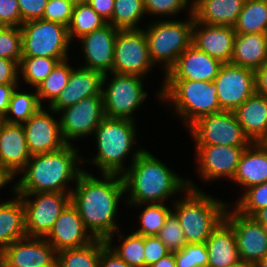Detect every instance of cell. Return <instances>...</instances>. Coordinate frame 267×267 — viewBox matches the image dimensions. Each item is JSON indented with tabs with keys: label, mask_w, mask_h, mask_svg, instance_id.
<instances>
[{
	"label": "cell",
	"mask_w": 267,
	"mask_h": 267,
	"mask_svg": "<svg viewBox=\"0 0 267 267\" xmlns=\"http://www.w3.org/2000/svg\"><path fill=\"white\" fill-rule=\"evenodd\" d=\"M106 240L95 239L92 243L57 252L56 267H98L101 251Z\"/></svg>",
	"instance_id": "34"
},
{
	"label": "cell",
	"mask_w": 267,
	"mask_h": 267,
	"mask_svg": "<svg viewBox=\"0 0 267 267\" xmlns=\"http://www.w3.org/2000/svg\"><path fill=\"white\" fill-rule=\"evenodd\" d=\"M252 217L267 229V208L257 211Z\"/></svg>",
	"instance_id": "55"
},
{
	"label": "cell",
	"mask_w": 267,
	"mask_h": 267,
	"mask_svg": "<svg viewBox=\"0 0 267 267\" xmlns=\"http://www.w3.org/2000/svg\"><path fill=\"white\" fill-rule=\"evenodd\" d=\"M144 15V0H115L112 18L108 23L118 30L142 29L140 26Z\"/></svg>",
	"instance_id": "37"
},
{
	"label": "cell",
	"mask_w": 267,
	"mask_h": 267,
	"mask_svg": "<svg viewBox=\"0 0 267 267\" xmlns=\"http://www.w3.org/2000/svg\"><path fill=\"white\" fill-rule=\"evenodd\" d=\"M27 92L21 91L20 85L12 93L8 110L1 119L6 123L23 124L28 121L41 107L36 88H31Z\"/></svg>",
	"instance_id": "32"
},
{
	"label": "cell",
	"mask_w": 267,
	"mask_h": 267,
	"mask_svg": "<svg viewBox=\"0 0 267 267\" xmlns=\"http://www.w3.org/2000/svg\"><path fill=\"white\" fill-rule=\"evenodd\" d=\"M255 93L267 97V62L255 70Z\"/></svg>",
	"instance_id": "53"
},
{
	"label": "cell",
	"mask_w": 267,
	"mask_h": 267,
	"mask_svg": "<svg viewBox=\"0 0 267 267\" xmlns=\"http://www.w3.org/2000/svg\"><path fill=\"white\" fill-rule=\"evenodd\" d=\"M55 114L58 113L43 106L22 124L31 156L53 152L66 145L60 131L59 115L56 118Z\"/></svg>",
	"instance_id": "17"
},
{
	"label": "cell",
	"mask_w": 267,
	"mask_h": 267,
	"mask_svg": "<svg viewBox=\"0 0 267 267\" xmlns=\"http://www.w3.org/2000/svg\"><path fill=\"white\" fill-rule=\"evenodd\" d=\"M175 201L171 200V204L168 206L166 203H142L136 205H125L139 208L142 211L138 214L139 219L137 223V229L132 230L133 232L145 236H157L160 229L164 226L168 215L172 212V203ZM139 221V222H138Z\"/></svg>",
	"instance_id": "33"
},
{
	"label": "cell",
	"mask_w": 267,
	"mask_h": 267,
	"mask_svg": "<svg viewBox=\"0 0 267 267\" xmlns=\"http://www.w3.org/2000/svg\"><path fill=\"white\" fill-rule=\"evenodd\" d=\"M127 166L122 174L126 205L167 203L188 188L186 177H181L146 149Z\"/></svg>",
	"instance_id": "3"
},
{
	"label": "cell",
	"mask_w": 267,
	"mask_h": 267,
	"mask_svg": "<svg viewBox=\"0 0 267 267\" xmlns=\"http://www.w3.org/2000/svg\"><path fill=\"white\" fill-rule=\"evenodd\" d=\"M80 147L66 144L61 149L33 155L12 180V193L61 192L70 193L78 177L84 171ZM80 153V154H79ZM83 166H80V165ZM71 183V185H70ZM70 185V186H69Z\"/></svg>",
	"instance_id": "2"
},
{
	"label": "cell",
	"mask_w": 267,
	"mask_h": 267,
	"mask_svg": "<svg viewBox=\"0 0 267 267\" xmlns=\"http://www.w3.org/2000/svg\"><path fill=\"white\" fill-rule=\"evenodd\" d=\"M124 233L122 229L116 231L107 240V246L113 250L128 266L130 267H145L144 258V236L133 231L131 233ZM119 244L115 245V237ZM120 238V239H119Z\"/></svg>",
	"instance_id": "31"
},
{
	"label": "cell",
	"mask_w": 267,
	"mask_h": 267,
	"mask_svg": "<svg viewBox=\"0 0 267 267\" xmlns=\"http://www.w3.org/2000/svg\"><path fill=\"white\" fill-rule=\"evenodd\" d=\"M205 244L208 250L207 267H228L241 260L233 228L225 218L212 230Z\"/></svg>",
	"instance_id": "26"
},
{
	"label": "cell",
	"mask_w": 267,
	"mask_h": 267,
	"mask_svg": "<svg viewBox=\"0 0 267 267\" xmlns=\"http://www.w3.org/2000/svg\"><path fill=\"white\" fill-rule=\"evenodd\" d=\"M236 32L234 27L208 25L194 20L192 44L221 63H230Z\"/></svg>",
	"instance_id": "23"
},
{
	"label": "cell",
	"mask_w": 267,
	"mask_h": 267,
	"mask_svg": "<svg viewBox=\"0 0 267 267\" xmlns=\"http://www.w3.org/2000/svg\"><path fill=\"white\" fill-rule=\"evenodd\" d=\"M260 143L262 144V146L267 150V136L264 137Z\"/></svg>",
	"instance_id": "60"
},
{
	"label": "cell",
	"mask_w": 267,
	"mask_h": 267,
	"mask_svg": "<svg viewBox=\"0 0 267 267\" xmlns=\"http://www.w3.org/2000/svg\"><path fill=\"white\" fill-rule=\"evenodd\" d=\"M48 0H18L22 21L42 19Z\"/></svg>",
	"instance_id": "48"
},
{
	"label": "cell",
	"mask_w": 267,
	"mask_h": 267,
	"mask_svg": "<svg viewBox=\"0 0 267 267\" xmlns=\"http://www.w3.org/2000/svg\"><path fill=\"white\" fill-rule=\"evenodd\" d=\"M103 77L104 74L99 71L84 68L79 64L78 67L74 66L67 86L49 107L58 113L84 98L102 95Z\"/></svg>",
	"instance_id": "24"
},
{
	"label": "cell",
	"mask_w": 267,
	"mask_h": 267,
	"mask_svg": "<svg viewBox=\"0 0 267 267\" xmlns=\"http://www.w3.org/2000/svg\"><path fill=\"white\" fill-rule=\"evenodd\" d=\"M106 24L107 22L88 3L76 5L67 27L70 41L73 43V39L78 40Z\"/></svg>",
	"instance_id": "38"
},
{
	"label": "cell",
	"mask_w": 267,
	"mask_h": 267,
	"mask_svg": "<svg viewBox=\"0 0 267 267\" xmlns=\"http://www.w3.org/2000/svg\"><path fill=\"white\" fill-rule=\"evenodd\" d=\"M160 85L156 98L168 111L172 108L187 129L200 117L222 111L214 81L164 80Z\"/></svg>",
	"instance_id": "6"
},
{
	"label": "cell",
	"mask_w": 267,
	"mask_h": 267,
	"mask_svg": "<svg viewBox=\"0 0 267 267\" xmlns=\"http://www.w3.org/2000/svg\"><path fill=\"white\" fill-rule=\"evenodd\" d=\"M137 130L136 121L105 117L93 134L96 154L91 159L83 156V163L95 165L100 173L122 175L128 169L127 157L131 155V161L127 163L131 165L145 150L142 146L136 147Z\"/></svg>",
	"instance_id": "4"
},
{
	"label": "cell",
	"mask_w": 267,
	"mask_h": 267,
	"mask_svg": "<svg viewBox=\"0 0 267 267\" xmlns=\"http://www.w3.org/2000/svg\"><path fill=\"white\" fill-rule=\"evenodd\" d=\"M0 201V251L26 237L25 208L19 195Z\"/></svg>",
	"instance_id": "30"
},
{
	"label": "cell",
	"mask_w": 267,
	"mask_h": 267,
	"mask_svg": "<svg viewBox=\"0 0 267 267\" xmlns=\"http://www.w3.org/2000/svg\"><path fill=\"white\" fill-rule=\"evenodd\" d=\"M118 29L107 23L102 28L80 37L82 67L103 74L113 72L114 46Z\"/></svg>",
	"instance_id": "19"
},
{
	"label": "cell",
	"mask_w": 267,
	"mask_h": 267,
	"mask_svg": "<svg viewBox=\"0 0 267 267\" xmlns=\"http://www.w3.org/2000/svg\"><path fill=\"white\" fill-rule=\"evenodd\" d=\"M192 3L193 0H144V7L147 16L153 15V18L157 16L158 20L161 16L162 20L173 17L178 19L176 15L183 11L192 14Z\"/></svg>",
	"instance_id": "41"
},
{
	"label": "cell",
	"mask_w": 267,
	"mask_h": 267,
	"mask_svg": "<svg viewBox=\"0 0 267 267\" xmlns=\"http://www.w3.org/2000/svg\"><path fill=\"white\" fill-rule=\"evenodd\" d=\"M267 62V33L236 34L230 63L256 70Z\"/></svg>",
	"instance_id": "29"
},
{
	"label": "cell",
	"mask_w": 267,
	"mask_h": 267,
	"mask_svg": "<svg viewBox=\"0 0 267 267\" xmlns=\"http://www.w3.org/2000/svg\"><path fill=\"white\" fill-rule=\"evenodd\" d=\"M45 239L55 248L56 252L80 248L95 240L71 202L60 213Z\"/></svg>",
	"instance_id": "20"
},
{
	"label": "cell",
	"mask_w": 267,
	"mask_h": 267,
	"mask_svg": "<svg viewBox=\"0 0 267 267\" xmlns=\"http://www.w3.org/2000/svg\"><path fill=\"white\" fill-rule=\"evenodd\" d=\"M234 30L236 34L267 33V0H245Z\"/></svg>",
	"instance_id": "35"
},
{
	"label": "cell",
	"mask_w": 267,
	"mask_h": 267,
	"mask_svg": "<svg viewBox=\"0 0 267 267\" xmlns=\"http://www.w3.org/2000/svg\"><path fill=\"white\" fill-rule=\"evenodd\" d=\"M30 158L23 125L0 120V170L15 180Z\"/></svg>",
	"instance_id": "21"
},
{
	"label": "cell",
	"mask_w": 267,
	"mask_h": 267,
	"mask_svg": "<svg viewBox=\"0 0 267 267\" xmlns=\"http://www.w3.org/2000/svg\"><path fill=\"white\" fill-rule=\"evenodd\" d=\"M224 218L233 228L240 259L258 263L267 254V229L253 217L240 214L230 204Z\"/></svg>",
	"instance_id": "16"
},
{
	"label": "cell",
	"mask_w": 267,
	"mask_h": 267,
	"mask_svg": "<svg viewBox=\"0 0 267 267\" xmlns=\"http://www.w3.org/2000/svg\"><path fill=\"white\" fill-rule=\"evenodd\" d=\"M168 253L165 244L157 236L144 237L145 267L151 266Z\"/></svg>",
	"instance_id": "47"
},
{
	"label": "cell",
	"mask_w": 267,
	"mask_h": 267,
	"mask_svg": "<svg viewBox=\"0 0 267 267\" xmlns=\"http://www.w3.org/2000/svg\"><path fill=\"white\" fill-rule=\"evenodd\" d=\"M194 145L248 146L234 112L221 111L200 117L189 128Z\"/></svg>",
	"instance_id": "11"
},
{
	"label": "cell",
	"mask_w": 267,
	"mask_h": 267,
	"mask_svg": "<svg viewBox=\"0 0 267 267\" xmlns=\"http://www.w3.org/2000/svg\"><path fill=\"white\" fill-rule=\"evenodd\" d=\"M98 267H130L113 250L106 246L100 254Z\"/></svg>",
	"instance_id": "50"
},
{
	"label": "cell",
	"mask_w": 267,
	"mask_h": 267,
	"mask_svg": "<svg viewBox=\"0 0 267 267\" xmlns=\"http://www.w3.org/2000/svg\"><path fill=\"white\" fill-rule=\"evenodd\" d=\"M25 208V229L29 237H46L63 209L71 202L70 193H15Z\"/></svg>",
	"instance_id": "10"
},
{
	"label": "cell",
	"mask_w": 267,
	"mask_h": 267,
	"mask_svg": "<svg viewBox=\"0 0 267 267\" xmlns=\"http://www.w3.org/2000/svg\"><path fill=\"white\" fill-rule=\"evenodd\" d=\"M85 170L71 192V203L78 210L86 229L95 239L107 240L121 229L117 221L119 205L125 195L122 175ZM118 223V224H117ZM120 225V226H119Z\"/></svg>",
	"instance_id": "1"
},
{
	"label": "cell",
	"mask_w": 267,
	"mask_h": 267,
	"mask_svg": "<svg viewBox=\"0 0 267 267\" xmlns=\"http://www.w3.org/2000/svg\"><path fill=\"white\" fill-rule=\"evenodd\" d=\"M195 162L204 182L233 179L241 155L247 146L194 145Z\"/></svg>",
	"instance_id": "14"
},
{
	"label": "cell",
	"mask_w": 267,
	"mask_h": 267,
	"mask_svg": "<svg viewBox=\"0 0 267 267\" xmlns=\"http://www.w3.org/2000/svg\"><path fill=\"white\" fill-rule=\"evenodd\" d=\"M115 0H88V4L108 23L114 11Z\"/></svg>",
	"instance_id": "51"
},
{
	"label": "cell",
	"mask_w": 267,
	"mask_h": 267,
	"mask_svg": "<svg viewBox=\"0 0 267 267\" xmlns=\"http://www.w3.org/2000/svg\"><path fill=\"white\" fill-rule=\"evenodd\" d=\"M255 265L256 267H267V254Z\"/></svg>",
	"instance_id": "58"
},
{
	"label": "cell",
	"mask_w": 267,
	"mask_h": 267,
	"mask_svg": "<svg viewBox=\"0 0 267 267\" xmlns=\"http://www.w3.org/2000/svg\"><path fill=\"white\" fill-rule=\"evenodd\" d=\"M228 267H256L255 264L240 260L239 262L229 265Z\"/></svg>",
	"instance_id": "57"
},
{
	"label": "cell",
	"mask_w": 267,
	"mask_h": 267,
	"mask_svg": "<svg viewBox=\"0 0 267 267\" xmlns=\"http://www.w3.org/2000/svg\"><path fill=\"white\" fill-rule=\"evenodd\" d=\"M187 16L184 20L156 18L143 27L150 58L156 68L162 67L163 76L192 44V27L195 19L193 14Z\"/></svg>",
	"instance_id": "7"
},
{
	"label": "cell",
	"mask_w": 267,
	"mask_h": 267,
	"mask_svg": "<svg viewBox=\"0 0 267 267\" xmlns=\"http://www.w3.org/2000/svg\"><path fill=\"white\" fill-rule=\"evenodd\" d=\"M245 0H193L192 14L196 22L234 27Z\"/></svg>",
	"instance_id": "27"
},
{
	"label": "cell",
	"mask_w": 267,
	"mask_h": 267,
	"mask_svg": "<svg viewBox=\"0 0 267 267\" xmlns=\"http://www.w3.org/2000/svg\"><path fill=\"white\" fill-rule=\"evenodd\" d=\"M58 62L57 58L51 57H22L19 64V82L25 81L31 88H37Z\"/></svg>",
	"instance_id": "39"
},
{
	"label": "cell",
	"mask_w": 267,
	"mask_h": 267,
	"mask_svg": "<svg viewBox=\"0 0 267 267\" xmlns=\"http://www.w3.org/2000/svg\"><path fill=\"white\" fill-rule=\"evenodd\" d=\"M23 23L18 0H0V26L21 27Z\"/></svg>",
	"instance_id": "46"
},
{
	"label": "cell",
	"mask_w": 267,
	"mask_h": 267,
	"mask_svg": "<svg viewBox=\"0 0 267 267\" xmlns=\"http://www.w3.org/2000/svg\"><path fill=\"white\" fill-rule=\"evenodd\" d=\"M22 47L20 27L0 26V58L11 59L20 64Z\"/></svg>",
	"instance_id": "42"
},
{
	"label": "cell",
	"mask_w": 267,
	"mask_h": 267,
	"mask_svg": "<svg viewBox=\"0 0 267 267\" xmlns=\"http://www.w3.org/2000/svg\"><path fill=\"white\" fill-rule=\"evenodd\" d=\"M155 67L150 58L143 28L118 30L114 46L113 72L146 78L148 72Z\"/></svg>",
	"instance_id": "12"
},
{
	"label": "cell",
	"mask_w": 267,
	"mask_h": 267,
	"mask_svg": "<svg viewBox=\"0 0 267 267\" xmlns=\"http://www.w3.org/2000/svg\"><path fill=\"white\" fill-rule=\"evenodd\" d=\"M157 237L165 244L168 251L172 253L181 250L187 244L183 229L173 211L168 215Z\"/></svg>",
	"instance_id": "43"
},
{
	"label": "cell",
	"mask_w": 267,
	"mask_h": 267,
	"mask_svg": "<svg viewBox=\"0 0 267 267\" xmlns=\"http://www.w3.org/2000/svg\"><path fill=\"white\" fill-rule=\"evenodd\" d=\"M223 63L191 44L162 77L164 80L214 81Z\"/></svg>",
	"instance_id": "22"
},
{
	"label": "cell",
	"mask_w": 267,
	"mask_h": 267,
	"mask_svg": "<svg viewBox=\"0 0 267 267\" xmlns=\"http://www.w3.org/2000/svg\"><path fill=\"white\" fill-rule=\"evenodd\" d=\"M74 5L68 0H48L42 19L68 27Z\"/></svg>",
	"instance_id": "45"
},
{
	"label": "cell",
	"mask_w": 267,
	"mask_h": 267,
	"mask_svg": "<svg viewBox=\"0 0 267 267\" xmlns=\"http://www.w3.org/2000/svg\"><path fill=\"white\" fill-rule=\"evenodd\" d=\"M10 183H12V180L2 170H0V189H4L6 186L8 187L9 185L7 184Z\"/></svg>",
	"instance_id": "56"
},
{
	"label": "cell",
	"mask_w": 267,
	"mask_h": 267,
	"mask_svg": "<svg viewBox=\"0 0 267 267\" xmlns=\"http://www.w3.org/2000/svg\"><path fill=\"white\" fill-rule=\"evenodd\" d=\"M188 188L172 203V211L176 214L183 229L187 243H204L212 230L224 219L229 204L212 194L198 188L189 178ZM184 197V198H183Z\"/></svg>",
	"instance_id": "5"
},
{
	"label": "cell",
	"mask_w": 267,
	"mask_h": 267,
	"mask_svg": "<svg viewBox=\"0 0 267 267\" xmlns=\"http://www.w3.org/2000/svg\"><path fill=\"white\" fill-rule=\"evenodd\" d=\"M176 267H207L208 250L204 243H187L175 252Z\"/></svg>",
	"instance_id": "44"
},
{
	"label": "cell",
	"mask_w": 267,
	"mask_h": 267,
	"mask_svg": "<svg viewBox=\"0 0 267 267\" xmlns=\"http://www.w3.org/2000/svg\"><path fill=\"white\" fill-rule=\"evenodd\" d=\"M70 59L59 61L46 79L36 88L40 104L48 107L58 98L68 84V79L73 70L69 64ZM46 104H42L43 102Z\"/></svg>",
	"instance_id": "36"
},
{
	"label": "cell",
	"mask_w": 267,
	"mask_h": 267,
	"mask_svg": "<svg viewBox=\"0 0 267 267\" xmlns=\"http://www.w3.org/2000/svg\"><path fill=\"white\" fill-rule=\"evenodd\" d=\"M214 83L221 110L233 112L255 93V71L225 63L220 67Z\"/></svg>",
	"instance_id": "15"
},
{
	"label": "cell",
	"mask_w": 267,
	"mask_h": 267,
	"mask_svg": "<svg viewBox=\"0 0 267 267\" xmlns=\"http://www.w3.org/2000/svg\"><path fill=\"white\" fill-rule=\"evenodd\" d=\"M0 84H20L19 64L17 62L0 58Z\"/></svg>",
	"instance_id": "49"
},
{
	"label": "cell",
	"mask_w": 267,
	"mask_h": 267,
	"mask_svg": "<svg viewBox=\"0 0 267 267\" xmlns=\"http://www.w3.org/2000/svg\"><path fill=\"white\" fill-rule=\"evenodd\" d=\"M145 79L114 72L104 74L102 95L106 117L136 121L134 114L142 107L148 96V92L144 89Z\"/></svg>",
	"instance_id": "8"
},
{
	"label": "cell",
	"mask_w": 267,
	"mask_h": 267,
	"mask_svg": "<svg viewBox=\"0 0 267 267\" xmlns=\"http://www.w3.org/2000/svg\"><path fill=\"white\" fill-rule=\"evenodd\" d=\"M233 112L251 142H260L267 136L266 96L254 93Z\"/></svg>",
	"instance_id": "28"
},
{
	"label": "cell",
	"mask_w": 267,
	"mask_h": 267,
	"mask_svg": "<svg viewBox=\"0 0 267 267\" xmlns=\"http://www.w3.org/2000/svg\"><path fill=\"white\" fill-rule=\"evenodd\" d=\"M21 84H0V120L5 116L12 93Z\"/></svg>",
	"instance_id": "52"
},
{
	"label": "cell",
	"mask_w": 267,
	"mask_h": 267,
	"mask_svg": "<svg viewBox=\"0 0 267 267\" xmlns=\"http://www.w3.org/2000/svg\"><path fill=\"white\" fill-rule=\"evenodd\" d=\"M241 193L242 196L230 204L240 214L252 217L257 211L267 208V181L251 186Z\"/></svg>",
	"instance_id": "40"
},
{
	"label": "cell",
	"mask_w": 267,
	"mask_h": 267,
	"mask_svg": "<svg viewBox=\"0 0 267 267\" xmlns=\"http://www.w3.org/2000/svg\"><path fill=\"white\" fill-rule=\"evenodd\" d=\"M0 253L1 267H56L57 252L44 237L26 236Z\"/></svg>",
	"instance_id": "18"
},
{
	"label": "cell",
	"mask_w": 267,
	"mask_h": 267,
	"mask_svg": "<svg viewBox=\"0 0 267 267\" xmlns=\"http://www.w3.org/2000/svg\"><path fill=\"white\" fill-rule=\"evenodd\" d=\"M149 267H176L175 253L169 252Z\"/></svg>",
	"instance_id": "54"
},
{
	"label": "cell",
	"mask_w": 267,
	"mask_h": 267,
	"mask_svg": "<svg viewBox=\"0 0 267 267\" xmlns=\"http://www.w3.org/2000/svg\"><path fill=\"white\" fill-rule=\"evenodd\" d=\"M267 181V150L260 142H251L243 151L231 180L241 190Z\"/></svg>",
	"instance_id": "25"
},
{
	"label": "cell",
	"mask_w": 267,
	"mask_h": 267,
	"mask_svg": "<svg viewBox=\"0 0 267 267\" xmlns=\"http://www.w3.org/2000/svg\"><path fill=\"white\" fill-rule=\"evenodd\" d=\"M70 3H72L74 6L80 5V4H86L88 0H68Z\"/></svg>",
	"instance_id": "59"
},
{
	"label": "cell",
	"mask_w": 267,
	"mask_h": 267,
	"mask_svg": "<svg viewBox=\"0 0 267 267\" xmlns=\"http://www.w3.org/2000/svg\"><path fill=\"white\" fill-rule=\"evenodd\" d=\"M57 115H61L60 131L66 144H73L79 138L93 136L98 125L106 117L103 95L84 98L75 105L60 110Z\"/></svg>",
	"instance_id": "13"
},
{
	"label": "cell",
	"mask_w": 267,
	"mask_h": 267,
	"mask_svg": "<svg viewBox=\"0 0 267 267\" xmlns=\"http://www.w3.org/2000/svg\"><path fill=\"white\" fill-rule=\"evenodd\" d=\"M20 28L22 57H51L59 61L69 58L72 42L66 26L36 19L24 22Z\"/></svg>",
	"instance_id": "9"
}]
</instances>
